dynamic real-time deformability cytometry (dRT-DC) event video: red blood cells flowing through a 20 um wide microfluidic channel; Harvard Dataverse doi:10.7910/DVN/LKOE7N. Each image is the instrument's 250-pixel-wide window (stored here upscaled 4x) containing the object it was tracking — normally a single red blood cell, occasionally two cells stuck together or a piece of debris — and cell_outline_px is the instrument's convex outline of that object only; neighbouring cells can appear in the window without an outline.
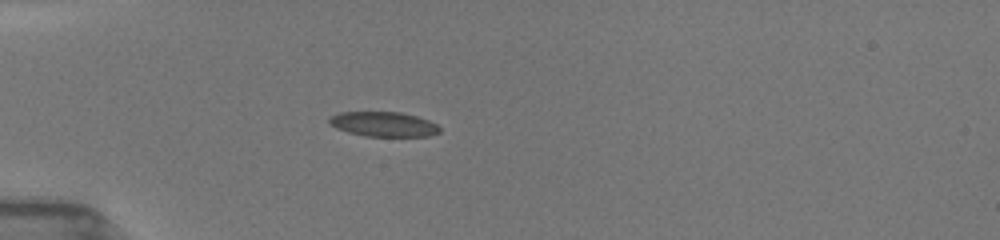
{"species": "common noctule bat (a hibernating species)", "species_latin": "Nyctalus noctula", "temperature_condition": "room temperature", "stored_images_in_passage": 33, "camera_frame_rate_fps": 3000, "um_per_image_px": 0.085, "animal": {"sex": "female", "body_mass_g": 19.5, "forearm_length_mm": 54.1}, "frame": {"image": 1, "passage_image": 1, "time_ms": 0.0, "image_size_px": [1000, 240], "cell_outline_px": [[440, 132], [428, 136], [364, 136], [348, 132], [336, 128], [328, 124], [328, 116], [340, 112], [400, 112], [416, 116], [428, 120], [436, 124], [440, 128]], "centroid_in_image_um": [32.55, 10.55], "position_along_channel_um": 52.4, "area_um2": 16.01}}
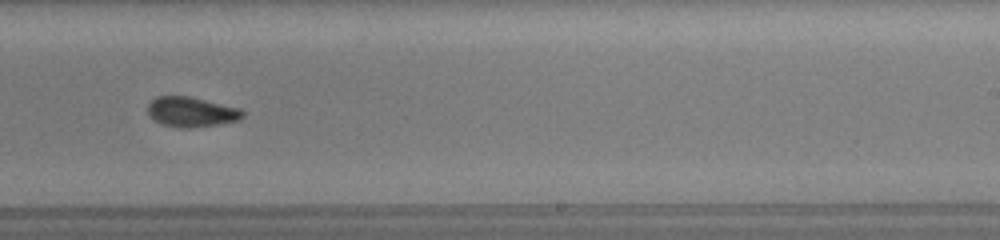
{"frame": {"image": 2, "passage_image": 14, "time_ms": 6.0, "image_size_px": [1000, 240], "cell_outline_px": [[244, 116], [240, 120], [220, 124], [188, 128], [180, 128], [160, 124], [152, 120], [148, 116], [148, 104], [156, 96], [188, 96], [240, 108], [244, 112]], "centroid_in_image_um": [16.24, 9.52], "position_along_channel_um": 272.8, "area_um2": 16.76}}
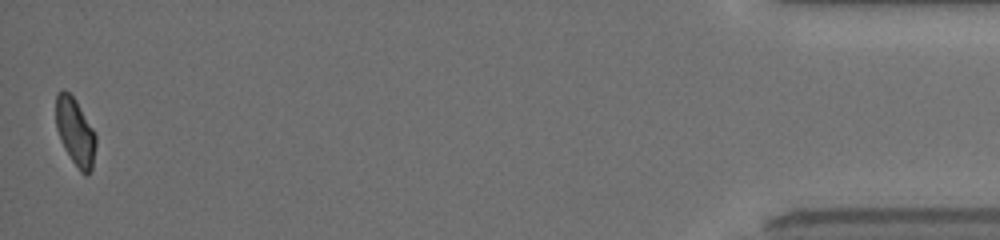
{"frame": {"image": 3, "passage_image": 32, "time_ms": 12.0, "image_size_px": [1000, 240], "cell_outline_px": [[96, 144], [92, 172], [88, 176], [84, 176], [80, 172], [64, 148], [60, 140], [56, 128], [56, 92], [64, 88], [76, 100], [96, 132]], "centroid_in_image_um": [6.41, 11.23], "position_along_channel_um": 428.8, "area_um2": 16.13}, "authors_computed_cell_mechanics": {"area_um2": 16.2996, "velocity_mm_per_s": 3.9599, "shape_relaxation_time_tau1_ms": null, "shape_relaxation_time_tau2_ms": 2.8608, "deformation_change_tau1": null, "deformation_change_tau2": 0.0758}}